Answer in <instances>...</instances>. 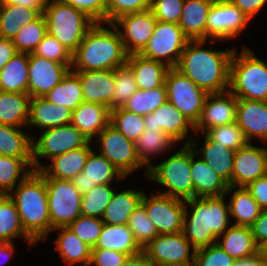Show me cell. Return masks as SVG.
<instances>
[{"mask_svg":"<svg viewBox=\"0 0 267 266\" xmlns=\"http://www.w3.org/2000/svg\"><path fill=\"white\" fill-rule=\"evenodd\" d=\"M206 40H189L175 67L207 93H221L229 88L233 49H202ZM227 87V89H226Z\"/></svg>","mask_w":267,"mask_h":266,"instance_id":"obj_1","label":"cell"},{"mask_svg":"<svg viewBox=\"0 0 267 266\" xmlns=\"http://www.w3.org/2000/svg\"><path fill=\"white\" fill-rule=\"evenodd\" d=\"M103 24L95 23L72 54L73 72L114 70L127 63L129 54L119 32L112 24L109 25L115 32L103 27Z\"/></svg>","mask_w":267,"mask_h":266,"instance_id":"obj_2","label":"cell"},{"mask_svg":"<svg viewBox=\"0 0 267 266\" xmlns=\"http://www.w3.org/2000/svg\"><path fill=\"white\" fill-rule=\"evenodd\" d=\"M225 195L211 197H194L185 200L183 234L193 250L217 243L228 229L229 207L224 202ZM187 204L192 214L188 218Z\"/></svg>","mask_w":267,"mask_h":266,"instance_id":"obj_3","label":"cell"},{"mask_svg":"<svg viewBox=\"0 0 267 266\" xmlns=\"http://www.w3.org/2000/svg\"><path fill=\"white\" fill-rule=\"evenodd\" d=\"M14 201L25 232L35 241H43L53 231L48 210L44 177L33 170L8 194Z\"/></svg>","mask_w":267,"mask_h":266,"instance_id":"obj_4","label":"cell"},{"mask_svg":"<svg viewBox=\"0 0 267 266\" xmlns=\"http://www.w3.org/2000/svg\"><path fill=\"white\" fill-rule=\"evenodd\" d=\"M238 56V57H237ZM228 90L238 99L267 101V64L249 48L237 50L231 58Z\"/></svg>","mask_w":267,"mask_h":266,"instance_id":"obj_5","label":"cell"},{"mask_svg":"<svg viewBox=\"0 0 267 266\" xmlns=\"http://www.w3.org/2000/svg\"><path fill=\"white\" fill-rule=\"evenodd\" d=\"M43 15L46 19L47 33L55 37L72 54L87 31L95 24L84 12L62 0H47Z\"/></svg>","mask_w":267,"mask_h":266,"instance_id":"obj_6","label":"cell"},{"mask_svg":"<svg viewBox=\"0 0 267 266\" xmlns=\"http://www.w3.org/2000/svg\"><path fill=\"white\" fill-rule=\"evenodd\" d=\"M181 147L160 164H151L145 175L168 188V191L160 194L185 201L194 198V184L191 177V145L185 144Z\"/></svg>","mask_w":267,"mask_h":266,"instance_id":"obj_7","label":"cell"},{"mask_svg":"<svg viewBox=\"0 0 267 266\" xmlns=\"http://www.w3.org/2000/svg\"><path fill=\"white\" fill-rule=\"evenodd\" d=\"M51 227L68 226L81 214L82 194L71 180L44 178Z\"/></svg>","mask_w":267,"mask_h":266,"instance_id":"obj_8","label":"cell"},{"mask_svg":"<svg viewBox=\"0 0 267 266\" xmlns=\"http://www.w3.org/2000/svg\"><path fill=\"white\" fill-rule=\"evenodd\" d=\"M165 85L167 100L195 125L208 93L175 67L168 69Z\"/></svg>","mask_w":267,"mask_h":266,"instance_id":"obj_9","label":"cell"},{"mask_svg":"<svg viewBox=\"0 0 267 266\" xmlns=\"http://www.w3.org/2000/svg\"><path fill=\"white\" fill-rule=\"evenodd\" d=\"M188 42L189 38L183 33L179 24L157 21L152 37L139 54L148 59L164 62L173 68L177 66Z\"/></svg>","mask_w":267,"mask_h":266,"instance_id":"obj_10","label":"cell"},{"mask_svg":"<svg viewBox=\"0 0 267 266\" xmlns=\"http://www.w3.org/2000/svg\"><path fill=\"white\" fill-rule=\"evenodd\" d=\"M91 143L74 125L67 124L45 129L35 141L32 139L33 169L39 170L42 164L38 158L64 154Z\"/></svg>","mask_w":267,"mask_h":266,"instance_id":"obj_11","label":"cell"},{"mask_svg":"<svg viewBox=\"0 0 267 266\" xmlns=\"http://www.w3.org/2000/svg\"><path fill=\"white\" fill-rule=\"evenodd\" d=\"M96 137L100 143L98 145L100 154L110 161L125 178L129 173L144 165L136 153L135 142L127 139L111 124Z\"/></svg>","mask_w":267,"mask_h":266,"instance_id":"obj_12","label":"cell"},{"mask_svg":"<svg viewBox=\"0 0 267 266\" xmlns=\"http://www.w3.org/2000/svg\"><path fill=\"white\" fill-rule=\"evenodd\" d=\"M190 242L183 232L158 234L143 252L155 266H194V252L190 255Z\"/></svg>","mask_w":267,"mask_h":266,"instance_id":"obj_13","label":"cell"},{"mask_svg":"<svg viewBox=\"0 0 267 266\" xmlns=\"http://www.w3.org/2000/svg\"><path fill=\"white\" fill-rule=\"evenodd\" d=\"M141 204L155 225L158 234H176L183 231L186 209L184 200L164 194L148 198L144 193Z\"/></svg>","mask_w":267,"mask_h":266,"instance_id":"obj_14","label":"cell"},{"mask_svg":"<svg viewBox=\"0 0 267 266\" xmlns=\"http://www.w3.org/2000/svg\"><path fill=\"white\" fill-rule=\"evenodd\" d=\"M249 18L229 0L214 1L206 23V40H227L235 38L247 26Z\"/></svg>","mask_w":267,"mask_h":266,"instance_id":"obj_15","label":"cell"},{"mask_svg":"<svg viewBox=\"0 0 267 266\" xmlns=\"http://www.w3.org/2000/svg\"><path fill=\"white\" fill-rule=\"evenodd\" d=\"M115 22L120 24L125 32L119 29ZM156 23L157 20L151 10L147 9L122 15L114 20L112 25L119 32L125 50L130 55L139 54L146 47L154 33Z\"/></svg>","mask_w":267,"mask_h":266,"instance_id":"obj_16","label":"cell"},{"mask_svg":"<svg viewBox=\"0 0 267 266\" xmlns=\"http://www.w3.org/2000/svg\"><path fill=\"white\" fill-rule=\"evenodd\" d=\"M267 175V148L256 147L250 142L236 150L231 187H246L254 180Z\"/></svg>","mask_w":267,"mask_h":266,"instance_id":"obj_17","label":"cell"},{"mask_svg":"<svg viewBox=\"0 0 267 266\" xmlns=\"http://www.w3.org/2000/svg\"><path fill=\"white\" fill-rule=\"evenodd\" d=\"M69 70L65 64L29 53L28 94L31 98L44 97Z\"/></svg>","mask_w":267,"mask_h":266,"instance_id":"obj_18","label":"cell"},{"mask_svg":"<svg viewBox=\"0 0 267 266\" xmlns=\"http://www.w3.org/2000/svg\"><path fill=\"white\" fill-rule=\"evenodd\" d=\"M224 94L226 98L223 97ZM237 102L238 98L229 90L221 93H208L201 116L194 125V131L206 132L213 127L236 122Z\"/></svg>","mask_w":267,"mask_h":266,"instance_id":"obj_19","label":"cell"},{"mask_svg":"<svg viewBox=\"0 0 267 266\" xmlns=\"http://www.w3.org/2000/svg\"><path fill=\"white\" fill-rule=\"evenodd\" d=\"M144 122L145 130L163 131L176 142L184 141L189 126L194 130V124L168 100L153 113L145 115Z\"/></svg>","mask_w":267,"mask_h":266,"instance_id":"obj_20","label":"cell"},{"mask_svg":"<svg viewBox=\"0 0 267 266\" xmlns=\"http://www.w3.org/2000/svg\"><path fill=\"white\" fill-rule=\"evenodd\" d=\"M80 80L83 99L105 105L112 110L114 70L74 72Z\"/></svg>","mask_w":267,"mask_h":266,"instance_id":"obj_21","label":"cell"},{"mask_svg":"<svg viewBox=\"0 0 267 266\" xmlns=\"http://www.w3.org/2000/svg\"><path fill=\"white\" fill-rule=\"evenodd\" d=\"M236 123L249 142L253 137L267 142V101L238 99Z\"/></svg>","mask_w":267,"mask_h":266,"instance_id":"obj_22","label":"cell"},{"mask_svg":"<svg viewBox=\"0 0 267 266\" xmlns=\"http://www.w3.org/2000/svg\"><path fill=\"white\" fill-rule=\"evenodd\" d=\"M110 119V108L84 101L72 111L71 124L92 142L93 137L110 124Z\"/></svg>","mask_w":267,"mask_h":266,"instance_id":"obj_23","label":"cell"},{"mask_svg":"<svg viewBox=\"0 0 267 266\" xmlns=\"http://www.w3.org/2000/svg\"><path fill=\"white\" fill-rule=\"evenodd\" d=\"M89 144L52 157L50 159L52 163L48 167L42 166L37 171L44 178L72 180L83 171L86 160L92 151Z\"/></svg>","mask_w":267,"mask_h":266,"instance_id":"obj_24","label":"cell"},{"mask_svg":"<svg viewBox=\"0 0 267 266\" xmlns=\"http://www.w3.org/2000/svg\"><path fill=\"white\" fill-rule=\"evenodd\" d=\"M188 139L186 138L187 141L185 144L191 145V147L194 149L195 155H199V158H201L211 169H213L229 184L231 182L234 166V155L236 151L228 149L226 146L217 142L211 141L206 135L203 148L197 151L195 149L196 143L193 144L191 141L193 140L192 134Z\"/></svg>","mask_w":267,"mask_h":266,"instance_id":"obj_25","label":"cell"},{"mask_svg":"<svg viewBox=\"0 0 267 266\" xmlns=\"http://www.w3.org/2000/svg\"><path fill=\"white\" fill-rule=\"evenodd\" d=\"M72 110L65 106L55 105L44 97H33L30 100L28 124L43 129L59 127L71 123Z\"/></svg>","mask_w":267,"mask_h":266,"instance_id":"obj_26","label":"cell"},{"mask_svg":"<svg viewBox=\"0 0 267 266\" xmlns=\"http://www.w3.org/2000/svg\"><path fill=\"white\" fill-rule=\"evenodd\" d=\"M132 70L138 89L150 90L165 83V76L170 67L166 63L130 54L126 63Z\"/></svg>","mask_w":267,"mask_h":266,"instance_id":"obj_27","label":"cell"},{"mask_svg":"<svg viewBox=\"0 0 267 266\" xmlns=\"http://www.w3.org/2000/svg\"><path fill=\"white\" fill-rule=\"evenodd\" d=\"M191 147V177L194 184V197L226 195L228 183L211 169L201 158L194 160Z\"/></svg>","mask_w":267,"mask_h":266,"instance_id":"obj_28","label":"cell"},{"mask_svg":"<svg viewBox=\"0 0 267 266\" xmlns=\"http://www.w3.org/2000/svg\"><path fill=\"white\" fill-rule=\"evenodd\" d=\"M212 0H184L179 26L189 40H206V23Z\"/></svg>","mask_w":267,"mask_h":266,"instance_id":"obj_29","label":"cell"},{"mask_svg":"<svg viewBox=\"0 0 267 266\" xmlns=\"http://www.w3.org/2000/svg\"><path fill=\"white\" fill-rule=\"evenodd\" d=\"M143 191L123 190L114 192L108 203L102 221L108 225H127L130 215L139 207L143 198Z\"/></svg>","mask_w":267,"mask_h":266,"instance_id":"obj_30","label":"cell"},{"mask_svg":"<svg viewBox=\"0 0 267 266\" xmlns=\"http://www.w3.org/2000/svg\"><path fill=\"white\" fill-rule=\"evenodd\" d=\"M29 54L18 52L0 70V91L28 93Z\"/></svg>","mask_w":267,"mask_h":266,"instance_id":"obj_31","label":"cell"},{"mask_svg":"<svg viewBox=\"0 0 267 266\" xmlns=\"http://www.w3.org/2000/svg\"><path fill=\"white\" fill-rule=\"evenodd\" d=\"M94 248L112 249L129 256L139 254L143 251L136 242L128 225L104 224Z\"/></svg>","mask_w":267,"mask_h":266,"instance_id":"obj_32","label":"cell"},{"mask_svg":"<svg viewBox=\"0 0 267 266\" xmlns=\"http://www.w3.org/2000/svg\"><path fill=\"white\" fill-rule=\"evenodd\" d=\"M31 96L28 93L0 91V124L28 126Z\"/></svg>","mask_w":267,"mask_h":266,"instance_id":"obj_33","label":"cell"},{"mask_svg":"<svg viewBox=\"0 0 267 266\" xmlns=\"http://www.w3.org/2000/svg\"><path fill=\"white\" fill-rule=\"evenodd\" d=\"M221 236L223 242L217 244L235 260L253 256L260 251L250 227L232 225Z\"/></svg>","mask_w":267,"mask_h":266,"instance_id":"obj_34","label":"cell"},{"mask_svg":"<svg viewBox=\"0 0 267 266\" xmlns=\"http://www.w3.org/2000/svg\"><path fill=\"white\" fill-rule=\"evenodd\" d=\"M40 14L37 9L0 3V37L13 40L22 26L28 25Z\"/></svg>","mask_w":267,"mask_h":266,"instance_id":"obj_35","label":"cell"},{"mask_svg":"<svg viewBox=\"0 0 267 266\" xmlns=\"http://www.w3.org/2000/svg\"><path fill=\"white\" fill-rule=\"evenodd\" d=\"M232 190L234 192L228 207L230 215L237 220L233 225L250 227L260 216L262 209L246 187L228 186L226 194Z\"/></svg>","mask_w":267,"mask_h":266,"instance_id":"obj_36","label":"cell"},{"mask_svg":"<svg viewBox=\"0 0 267 266\" xmlns=\"http://www.w3.org/2000/svg\"><path fill=\"white\" fill-rule=\"evenodd\" d=\"M55 229L62 230L61 234L55 240L56 249L60 253L63 261L73 265L77 262L83 266H89L91 260L92 248L84 243L73 231L67 226L57 227Z\"/></svg>","mask_w":267,"mask_h":266,"instance_id":"obj_37","label":"cell"},{"mask_svg":"<svg viewBox=\"0 0 267 266\" xmlns=\"http://www.w3.org/2000/svg\"><path fill=\"white\" fill-rule=\"evenodd\" d=\"M32 139L19 127L0 124V155L32 159Z\"/></svg>","mask_w":267,"mask_h":266,"instance_id":"obj_38","label":"cell"},{"mask_svg":"<svg viewBox=\"0 0 267 266\" xmlns=\"http://www.w3.org/2000/svg\"><path fill=\"white\" fill-rule=\"evenodd\" d=\"M22 235L29 246L36 243L23 229L14 201L8 195H0V241L12 242Z\"/></svg>","mask_w":267,"mask_h":266,"instance_id":"obj_39","label":"cell"},{"mask_svg":"<svg viewBox=\"0 0 267 266\" xmlns=\"http://www.w3.org/2000/svg\"><path fill=\"white\" fill-rule=\"evenodd\" d=\"M44 98L55 105L65 106L73 111L84 102L79 77L70 69L60 83Z\"/></svg>","mask_w":267,"mask_h":266,"instance_id":"obj_40","label":"cell"},{"mask_svg":"<svg viewBox=\"0 0 267 266\" xmlns=\"http://www.w3.org/2000/svg\"><path fill=\"white\" fill-rule=\"evenodd\" d=\"M26 166L27 168L28 166L33 168V159H20L0 155V195H8L13 192L16 183L18 185L34 170L27 169ZM24 169L25 172L23 171Z\"/></svg>","mask_w":267,"mask_h":266,"instance_id":"obj_41","label":"cell"},{"mask_svg":"<svg viewBox=\"0 0 267 266\" xmlns=\"http://www.w3.org/2000/svg\"><path fill=\"white\" fill-rule=\"evenodd\" d=\"M176 141L160 130H145L135 141L136 153L139 160L149 168L150 155L160 154L175 145ZM164 150V151H163Z\"/></svg>","mask_w":267,"mask_h":266,"instance_id":"obj_42","label":"cell"},{"mask_svg":"<svg viewBox=\"0 0 267 266\" xmlns=\"http://www.w3.org/2000/svg\"><path fill=\"white\" fill-rule=\"evenodd\" d=\"M167 100V89L165 83L150 90L138 89L123 106L127 111L145 116L153 113Z\"/></svg>","mask_w":267,"mask_h":266,"instance_id":"obj_43","label":"cell"},{"mask_svg":"<svg viewBox=\"0 0 267 266\" xmlns=\"http://www.w3.org/2000/svg\"><path fill=\"white\" fill-rule=\"evenodd\" d=\"M82 172L85 178L96 185H111L114 177L119 180L125 178L110 161L100 153L97 155L93 150L90 152Z\"/></svg>","mask_w":267,"mask_h":266,"instance_id":"obj_44","label":"cell"},{"mask_svg":"<svg viewBox=\"0 0 267 266\" xmlns=\"http://www.w3.org/2000/svg\"><path fill=\"white\" fill-rule=\"evenodd\" d=\"M46 34V19L41 13L34 21L20 28L13 43L18 52L33 53Z\"/></svg>","mask_w":267,"mask_h":266,"instance_id":"obj_45","label":"cell"},{"mask_svg":"<svg viewBox=\"0 0 267 266\" xmlns=\"http://www.w3.org/2000/svg\"><path fill=\"white\" fill-rule=\"evenodd\" d=\"M110 124L134 142L145 131L144 116L127 111L123 107L111 110Z\"/></svg>","mask_w":267,"mask_h":266,"instance_id":"obj_46","label":"cell"},{"mask_svg":"<svg viewBox=\"0 0 267 266\" xmlns=\"http://www.w3.org/2000/svg\"><path fill=\"white\" fill-rule=\"evenodd\" d=\"M114 90L112 110L123 107L138 90L133 72L127 64L114 69Z\"/></svg>","mask_w":267,"mask_h":266,"instance_id":"obj_47","label":"cell"},{"mask_svg":"<svg viewBox=\"0 0 267 266\" xmlns=\"http://www.w3.org/2000/svg\"><path fill=\"white\" fill-rule=\"evenodd\" d=\"M114 192L111 185H96L88 193L82 195L81 214L102 218Z\"/></svg>","mask_w":267,"mask_h":266,"instance_id":"obj_48","label":"cell"},{"mask_svg":"<svg viewBox=\"0 0 267 266\" xmlns=\"http://www.w3.org/2000/svg\"><path fill=\"white\" fill-rule=\"evenodd\" d=\"M127 225L142 249L158 235L142 204L130 215Z\"/></svg>","mask_w":267,"mask_h":266,"instance_id":"obj_49","label":"cell"},{"mask_svg":"<svg viewBox=\"0 0 267 266\" xmlns=\"http://www.w3.org/2000/svg\"><path fill=\"white\" fill-rule=\"evenodd\" d=\"M205 134L211 141L217 142L235 151L249 143L236 122L213 127L208 129Z\"/></svg>","mask_w":267,"mask_h":266,"instance_id":"obj_50","label":"cell"},{"mask_svg":"<svg viewBox=\"0 0 267 266\" xmlns=\"http://www.w3.org/2000/svg\"><path fill=\"white\" fill-rule=\"evenodd\" d=\"M84 243L94 248L100 237L104 223L102 218L80 215L75 221L67 226Z\"/></svg>","mask_w":267,"mask_h":266,"instance_id":"obj_51","label":"cell"},{"mask_svg":"<svg viewBox=\"0 0 267 266\" xmlns=\"http://www.w3.org/2000/svg\"><path fill=\"white\" fill-rule=\"evenodd\" d=\"M33 53L48 60L65 64L69 69L72 67V53L55 37L48 33L44 36Z\"/></svg>","mask_w":267,"mask_h":266,"instance_id":"obj_52","label":"cell"},{"mask_svg":"<svg viewBox=\"0 0 267 266\" xmlns=\"http://www.w3.org/2000/svg\"><path fill=\"white\" fill-rule=\"evenodd\" d=\"M194 255V266H233L235 262L217 243L195 250Z\"/></svg>","mask_w":267,"mask_h":266,"instance_id":"obj_53","label":"cell"},{"mask_svg":"<svg viewBox=\"0 0 267 266\" xmlns=\"http://www.w3.org/2000/svg\"><path fill=\"white\" fill-rule=\"evenodd\" d=\"M184 0H151L150 10L157 21L179 24Z\"/></svg>","mask_w":267,"mask_h":266,"instance_id":"obj_54","label":"cell"},{"mask_svg":"<svg viewBox=\"0 0 267 266\" xmlns=\"http://www.w3.org/2000/svg\"><path fill=\"white\" fill-rule=\"evenodd\" d=\"M151 0H108L106 24H112L122 15L150 9Z\"/></svg>","mask_w":267,"mask_h":266,"instance_id":"obj_55","label":"cell"},{"mask_svg":"<svg viewBox=\"0 0 267 266\" xmlns=\"http://www.w3.org/2000/svg\"><path fill=\"white\" fill-rule=\"evenodd\" d=\"M73 8L84 12L95 23L106 24L108 0H62Z\"/></svg>","mask_w":267,"mask_h":266,"instance_id":"obj_56","label":"cell"},{"mask_svg":"<svg viewBox=\"0 0 267 266\" xmlns=\"http://www.w3.org/2000/svg\"><path fill=\"white\" fill-rule=\"evenodd\" d=\"M129 257L112 249L92 248L90 265L95 266H120Z\"/></svg>","mask_w":267,"mask_h":266,"instance_id":"obj_57","label":"cell"},{"mask_svg":"<svg viewBox=\"0 0 267 266\" xmlns=\"http://www.w3.org/2000/svg\"><path fill=\"white\" fill-rule=\"evenodd\" d=\"M262 210H267V175L260 177L246 186Z\"/></svg>","mask_w":267,"mask_h":266,"instance_id":"obj_58","label":"cell"},{"mask_svg":"<svg viewBox=\"0 0 267 266\" xmlns=\"http://www.w3.org/2000/svg\"><path fill=\"white\" fill-rule=\"evenodd\" d=\"M250 229L255 244L261 249L267 243V210H262Z\"/></svg>","mask_w":267,"mask_h":266,"instance_id":"obj_59","label":"cell"},{"mask_svg":"<svg viewBox=\"0 0 267 266\" xmlns=\"http://www.w3.org/2000/svg\"><path fill=\"white\" fill-rule=\"evenodd\" d=\"M250 20L262 9L267 0H229Z\"/></svg>","mask_w":267,"mask_h":266,"instance_id":"obj_60","label":"cell"},{"mask_svg":"<svg viewBox=\"0 0 267 266\" xmlns=\"http://www.w3.org/2000/svg\"><path fill=\"white\" fill-rule=\"evenodd\" d=\"M18 53L12 39L0 37V70Z\"/></svg>","mask_w":267,"mask_h":266,"instance_id":"obj_61","label":"cell"},{"mask_svg":"<svg viewBox=\"0 0 267 266\" xmlns=\"http://www.w3.org/2000/svg\"><path fill=\"white\" fill-rule=\"evenodd\" d=\"M233 266H267V261L259 251L253 256L235 260Z\"/></svg>","mask_w":267,"mask_h":266,"instance_id":"obj_62","label":"cell"},{"mask_svg":"<svg viewBox=\"0 0 267 266\" xmlns=\"http://www.w3.org/2000/svg\"><path fill=\"white\" fill-rule=\"evenodd\" d=\"M47 0H0V3H13L22 7L37 9L43 13Z\"/></svg>","mask_w":267,"mask_h":266,"instance_id":"obj_63","label":"cell"},{"mask_svg":"<svg viewBox=\"0 0 267 266\" xmlns=\"http://www.w3.org/2000/svg\"><path fill=\"white\" fill-rule=\"evenodd\" d=\"M71 181L82 195L88 193L92 188L96 186V183H92L84 177L83 172L76 175Z\"/></svg>","mask_w":267,"mask_h":266,"instance_id":"obj_64","label":"cell"},{"mask_svg":"<svg viewBox=\"0 0 267 266\" xmlns=\"http://www.w3.org/2000/svg\"><path fill=\"white\" fill-rule=\"evenodd\" d=\"M120 266H155L147 255L142 251L139 254L129 256Z\"/></svg>","mask_w":267,"mask_h":266,"instance_id":"obj_65","label":"cell"},{"mask_svg":"<svg viewBox=\"0 0 267 266\" xmlns=\"http://www.w3.org/2000/svg\"><path fill=\"white\" fill-rule=\"evenodd\" d=\"M14 253V244L13 242H1L0 241V256L6 258L4 263L8 261V257L11 258L12 254ZM1 263V262H0Z\"/></svg>","mask_w":267,"mask_h":266,"instance_id":"obj_66","label":"cell"},{"mask_svg":"<svg viewBox=\"0 0 267 266\" xmlns=\"http://www.w3.org/2000/svg\"><path fill=\"white\" fill-rule=\"evenodd\" d=\"M264 259L267 261V243L260 249Z\"/></svg>","mask_w":267,"mask_h":266,"instance_id":"obj_67","label":"cell"}]
</instances>
